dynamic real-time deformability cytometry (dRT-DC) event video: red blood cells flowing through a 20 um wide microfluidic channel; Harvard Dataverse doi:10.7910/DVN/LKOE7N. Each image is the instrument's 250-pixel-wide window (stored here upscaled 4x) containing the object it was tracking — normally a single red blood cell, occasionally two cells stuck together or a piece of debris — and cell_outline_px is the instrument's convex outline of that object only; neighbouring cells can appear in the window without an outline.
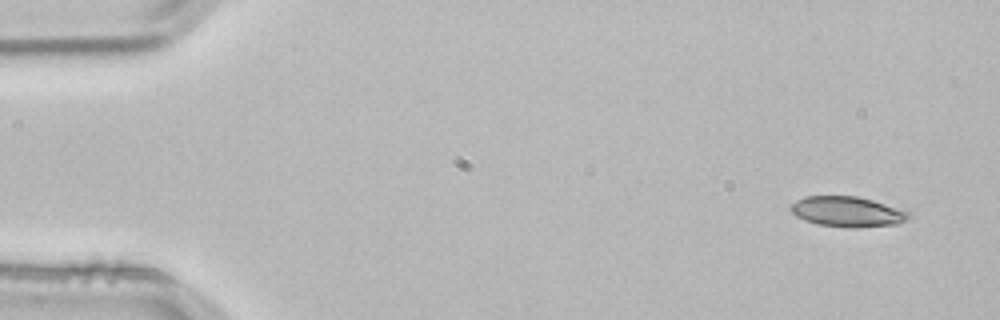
{"species": "common noctule bat (a hibernating species)", "species_latin": "Nyctalus noctula", "temperature_condition": "room temperature", "stored_images_in_passage": 3, "camera_frame_rate_fps": 3000, "um_per_image_px": 0.085, "animal": {"sex": "male", "body_mass_g": 21.5, "forearm_length_mm": 52.0}, "frame": {"image": 1, "passage_image": 1, "time_ms": 0.0, "image_size_px": [1000, 320], "cell_outline_px": [[912, 216], [896, 224], [816, 224], [804, 220], [796, 216], [788, 208], [796, 200], [804, 196], [856, 196], [872, 200], [912, 212]], "centroid_in_image_um": [71.97, 17.92], "position_along_channel_um": 13.0, "area_um2": 19.71}}
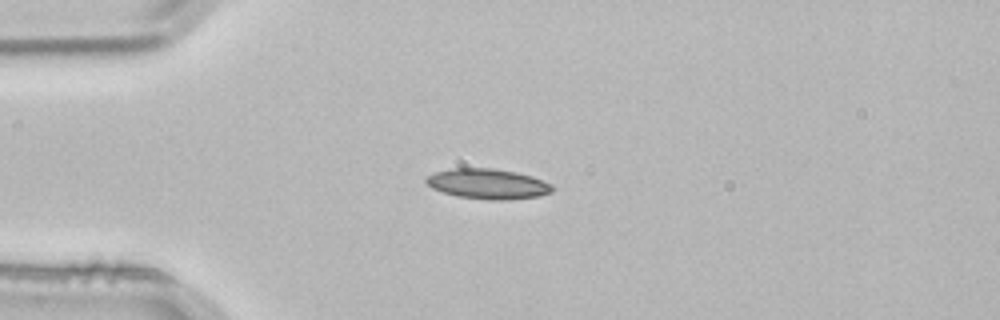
{"frame": {"image": 2, "passage_image": 3, "time_ms": 0.667, "image_size_px": [1000, 320], "cell_outline_px": [[552, 192], [540, 196], [504, 200], [492, 200], [456, 196], [432, 188], [424, 180], [428, 176], [436, 172], [452, 168], [492, 168], [516, 172], [532, 176], [552, 184]], "centroid_in_image_um": [41.48, 15.63], "position_along_channel_um": 43.5, "area_um2": 22.08}}